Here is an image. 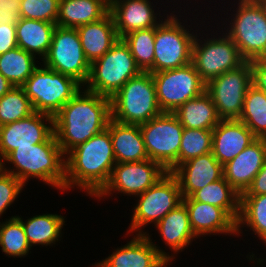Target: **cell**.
I'll list each match as a JSON object with an SVG mask.
<instances>
[{"label":"cell","instance_id":"1","mask_svg":"<svg viewBox=\"0 0 266 267\" xmlns=\"http://www.w3.org/2000/svg\"><path fill=\"white\" fill-rule=\"evenodd\" d=\"M110 120V98L86 89L79 91L53 117L54 135L67 154L106 129Z\"/></svg>","mask_w":266,"mask_h":267},{"label":"cell","instance_id":"2","mask_svg":"<svg viewBox=\"0 0 266 267\" xmlns=\"http://www.w3.org/2000/svg\"><path fill=\"white\" fill-rule=\"evenodd\" d=\"M66 155L69 156L65 162L64 189L75 184L95 197L108 183L116 164L109 129L95 134Z\"/></svg>","mask_w":266,"mask_h":267},{"label":"cell","instance_id":"3","mask_svg":"<svg viewBox=\"0 0 266 267\" xmlns=\"http://www.w3.org/2000/svg\"><path fill=\"white\" fill-rule=\"evenodd\" d=\"M60 148L54 133L43 143L18 147L1 162V169L14 175L24 185L28 178H38L60 190L65 186L66 156ZM64 157V159H63ZM12 163L15 170L6 169L3 164Z\"/></svg>","mask_w":266,"mask_h":267},{"label":"cell","instance_id":"4","mask_svg":"<svg viewBox=\"0 0 266 267\" xmlns=\"http://www.w3.org/2000/svg\"><path fill=\"white\" fill-rule=\"evenodd\" d=\"M110 102L111 119L122 124L140 125L163 113L151 72H141L128 80Z\"/></svg>","mask_w":266,"mask_h":267},{"label":"cell","instance_id":"5","mask_svg":"<svg viewBox=\"0 0 266 267\" xmlns=\"http://www.w3.org/2000/svg\"><path fill=\"white\" fill-rule=\"evenodd\" d=\"M129 47L119 38L101 58L90 64L87 90L111 98L128 80L141 73Z\"/></svg>","mask_w":266,"mask_h":267},{"label":"cell","instance_id":"6","mask_svg":"<svg viewBox=\"0 0 266 267\" xmlns=\"http://www.w3.org/2000/svg\"><path fill=\"white\" fill-rule=\"evenodd\" d=\"M75 78L58 73L44 65L36 68L21 86L30 99L34 112L55 116L81 89Z\"/></svg>","mask_w":266,"mask_h":267},{"label":"cell","instance_id":"7","mask_svg":"<svg viewBox=\"0 0 266 267\" xmlns=\"http://www.w3.org/2000/svg\"><path fill=\"white\" fill-rule=\"evenodd\" d=\"M139 126L149 159L172 173L179 166V149L184 130L177 116L163 112Z\"/></svg>","mask_w":266,"mask_h":267},{"label":"cell","instance_id":"8","mask_svg":"<svg viewBox=\"0 0 266 267\" xmlns=\"http://www.w3.org/2000/svg\"><path fill=\"white\" fill-rule=\"evenodd\" d=\"M226 33L245 61L266 58V15L257 1H240Z\"/></svg>","mask_w":266,"mask_h":267},{"label":"cell","instance_id":"9","mask_svg":"<svg viewBox=\"0 0 266 267\" xmlns=\"http://www.w3.org/2000/svg\"><path fill=\"white\" fill-rule=\"evenodd\" d=\"M169 17V18H168ZM156 26L153 73L171 70L192 62L195 36L189 33L175 15Z\"/></svg>","mask_w":266,"mask_h":267},{"label":"cell","instance_id":"10","mask_svg":"<svg viewBox=\"0 0 266 267\" xmlns=\"http://www.w3.org/2000/svg\"><path fill=\"white\" fill-rule=\"evenodd\" d=\"M151 74L162 112L174 113L188 100L206 91V83L201 79L192 62L179 68Z\"/></svg>","mask_w":266,"mask_h":267},{"label":"cell","instance_id":"11","mask_svg":"<svg viewBox=\"0 0 266 267\" xmlns=\"http://www.w3.org/2000/svg\"><path fill=\"white\" fill-rule=\"evenodd\" d=\"M250 61L233 70H228L206 84V92L211 96L217 113L222 120L239 119L244 98L252 86Z\"/></svg>","mask_w":266,"mask_h":267},{"label":"cell","instance_id":"12","mask_svg":"<svg viewBox=\"0 0 266 267\" xmlns=\"http://www.w3.org/2000/svg\"><path fill=\"white\" fill-rule=\"evenodd\" d=\"M43 62L46 67L86 85L90 63L84 54L76 28L56 26L49 52Z\"/></svg>","mask_w":266,"mask_h":267},{"label":"cell","instance_id":"13","mask_svg":"<svg viewBox=\"0 0 266 267\" xmlns=\"http://www.w3.org/2000/svg\"><path fill=\"white\" fill-rule=\"evenodd\" d=\"M137 206L131 218L129 231H139L148 223L156 225L167 213L182 203L180 185L177 178L167 172L153 186L139 194Z\"/></svg>","mask_w":266,"mask_h":267},{"label":"cell","instance_id":"14","mask_svg":"<svg viewBox=\"0 0 266 267\" xmlns=\"http://www.w3.org/2000/svg\"><path fill=\"white\" fill-rule=\"evenodd\" d=\"M197 39V34L192 47V63L201 79L207 84L212 79L228 70H233L242 65V58L233 40L226 34L222 38Z\"/></svg>","mask_w":266,"mask_h":267},{"label":"cell","instance_id":"15","mask_svg":"<svg viewBox=\"0 0 266 267\" xmlns=\"http://www.w3.org/2000/svg\"><path fill=\"white\" fill-rule=\"evenodd\" d=\"M166 173L167 171L158 162L151 159L116 163L108 183L95 197L110 195L112 191L138 196L153 186Z\"/></svg>","mask_w":266,"mask_h":267},{"label":"cell","instance_id":"16","mask_svg":"<svg viewBox=\"0 0 266 267\" xmlns=\"http://www.w3.org/2000/svg\"><path fill=\"white\" fill-rule=\"evenodd\" d=\"M45 120L50 126L44 123ZM53 133V116L39 112L0 126V162L16 148L43 143Z\"/></svg>","mask_w":266,"mask_h":267},{"label":"cell","instance_id":"17","mask_svg":"<svg viewBox=\"0 0 266 267\" xmlns=\"http://www.w3.org/2000/svg\"><path fill=\"white\" fill-rule=\"evenodd\" d=\"M127 245L113 252L111 256L95 264L97 267H165L173 259L166 252L159 250L149 234H139Z\"/></svg>","mask_w":266,"mask_h":267},{"label":"cell","instance_id":"18","mask_svg":"<svg viewBox=\"0 0 266 267\" xmlns=\"http://www.w3.org/2000/svg\"><path fill=\"white\" fill-rule=\"evenodd\" d=\"M266 160V144L257 138L235 158L223 165L224 178L240 194L251 185Z\"/></svg>","mask_w":266,"mask_h":267},{"label":"cell","instance_id":"19","mask_svg":"<svg viewBox=\"0 0 266 267\" xmlns=\"http://www.w3.org/2000/svg\"><path fill=\"white\" fill-rule=\"evenodd\" d=\"M172 174L177 178L183 198L224 177L223 165L212 152L180 164Z\"/></svg>","mask_w":266,"mask_h":267},{"label":"cell","instance_id":"20","mask_svg":"<svg viewBox=\"0 0 266 267\" xmlns=\"http://www.w3.org/2000/svg\"><path fill=\"white\" fill-rule=\"evenodd\" d=\"M257 137L238 119L221 120L213 129L212 154L222 165L235 158Z\"/></svg>","mask_w":266,"mask_h":267},{"label":"cell","instance_id":"21","mask_svg":"<svg viewBox=\"0 0 266 267\" xmlns=\"http://www.w3.org/2000/svg\"><path fill=\"white\" fill-rule=\"evenodd\" d=\"M117 36L122 38L130 32L156 27L160 23L149 0H115L109 7Z\"/></svg>","mask_w":266,"mask_h":267},{"label":"cell","instance_id":"22","mask_svg":"<svg viewBox=\"0 0 266 267\" xmlns=\"http://www.w3.org/2000/svg\"><path fill=\"white\" fill-rule=\"evenodd\" d=\"M195 236L211 233H235L236 222L220 207L183 198Z\"/></svg>","mask_w":266,"mask_h":267},{"label":"cell","instance_id":"23","mask_svg":"<svg viewBox=\"0 0 266 267\" xmlns=\"http://www.w3.org/2000/svg\"><path fill=\"white\" fill-rule=\"evenodd\" d=\"M116 163L149 159L139 125L122 124L111 119L108 123Z\"/></svg>","mask_w":266,"mask_h":267},{"label":"cell","instance_id":"24","mask_svg":"<svg viewBox=\"0 0 266 267\" xmlns=\"http://www.w3.org/2000/svg\"><path fill=\"white\" fill-rule=\"evenodd\" d=\"M84 54L91 64L108 52L119 39L110 13L101 20L76 28Z\"/></svg>","mask_w":266,"mask_h":267},{"label":"cell","instance_id":"25","mask_svg":"<svg viewBox=\"0 0 266 267\" xmlns=\"http://www.w3.org/2000/svg\"><path fill=\"white\" fill-rule=\"evenodd\" d=\"M109 7L101 0H59L57 26L78 28L101 20Z\"/></svg>","mask_w":266,"mask_h":267},{"label":"cell","instance_id":"26","mask_svg":"<svg viewBox=\"0 0 266 267\" xmlns=\"http://www.w3.org/2000/svg\"><path fill=\"white\" fill-rule=\"evenodd\" d=\"M56 24L20 18L16 23L17 47L44 59L49 52Z\"/></svg>","mask_w":266,"mask_h":267},{"label":"cell","instance_id":"27","mask_svg":"<svg viewBox=\"0 0 266 267\" xmlns=\"http://www.w3.org/2000/svg\"><path fill=\"white\" fill-rule=\"evenodd\" d=\"M174 114L184 128L191 129L213 130L222 120L206 91L181 105Z\"/></svg>","mask_w":266,"mask_h":267},{"label":"cell","instance_id":"28","mask_svg":"<svg viewBox=\"0 0 266 267\" xmlns=\"http://www.w3.org/2000/svg\"><path fill=\"white\" fill-rule=\"evenodd\" d=\"M165 244L176 253L189 245L195 236L188 217L186 205L182 202L167 213L156 225Z\"/></svg>","mask_w":266,"mask_h":267},{"label":"cell","instance_id":"29","mask_svg":"<svg viewBox=\"0 0 266 267\" xmlns=\"http://www.w3.org/2000/svg\"><path fill=\"white\" fill-rule=\"evenodd\" d=\"M194 201L222 208L235 222L240 213V193L223 177L195 191L190 196Z\"/></svg>","mask_w":266,"mask_h":267},{"label":"cell","instance_id":"30","mask_svg":"<svg viewBox=\"0 0 266 267\" xmlns=\"http://www.w3.org/2000/svg\"><path fill=\"white\" fill-rule=\"evenodd\" d=\"M23 225L28 243L32 247L33 244L49 245L58 241L64 225V218L57 214L36 215L27 220L22 221L19 216H16Z\"/></svg>","mask_w":266,"mask_h":267},{"label":"cell","instance_id":"31","mask_svg":"<svg viewBox=\"0 0 266 267\" xmlns=\"http://www.w3.org/2000/svg\"><path fill=\"white\" fill-rule=\"evenodd\" d=\"M36 57L16 47L0 55V73L14 86L21 87L36 70Z\"/></svg>","mask_w":266,"mask_h":267},{"label":"cell","instance_id":"32","mask_svg":"<svg viewBox=\"0 0 266 267\" xmlns=\"http://www.w3.org/2000/svg\"><path fill=\"white\" fill-rule=\"evenodd\" d=\"M242 223L266 244V194L240 195V213L236 221V234Z\"/></svg>","mask_w":266,"mask_h":267},{"label":"cell","instance_id":"33","mask_svg":"<svg viewBox=\"0 0 266 267\" xmlns=\"http://www.w3.org/2000/svg\"><path fill=\"white\" fill-rule=\"evenodd\" d=\"M243 122L257 138L266 134V93L252 85L246 92L242 114Z\"/></svg>","mask_w":266,"mask_h":267},{"label":"cell","instance_id":"34","mask_svg":"<svg viewBox=\"0 0 266 267\" xmlns=\"http://www.w3.org/2000/svg\"><path fill=\"white\" fill-rule=\"evenodd\" d=\"M155 30L156 27L136 30L122 37L142 72L153 73Z\"/></svg>","mask_w":266,"mask_h":267},{"label":"cell","instance_id":"35","mask_svg":"<svg viewBox=\"0 0 266 267\" xmlns=\"http://www.w3.org/2000/svg\"><path fill=\"white\" fill-rule=\"evenodd\" d=\"M34 113L22 87L14 86L0 98V126L16 122Z\"/></svg>","mask_w":266,"mask_h":267},{"label":"cell","instance_id":"36","mask_svg":"<svg viewBox=\"0 0 266 267\" xmlns=\"http://www.w3.org/2000/svg\"><path fill=\"white\" fill-rule=\"evenodd\" d=\"M0 246L8 256L22 257L29 253L31 248L28 243L22 222L16 217L0 222Z\"/></svg>","mask_w":266,"mask_h":267},{"label":"cell","instance_id":"37","mask_svg":"<svg viewBox=\"0 0 266 267\" xmlns=\"http://www.w3.org/2000/svg\"><path fill=\"white\" fill-rule=\"evenodd\" d=\"M213 130L184 128L179 149V165L212 152Z\"/></svg>","mask_w":266,"mask_h":267},{"label":"cell","instance_id":"38","mask_svg":"<svg viewBox=\"0 0 266 267\" xmlns=\"http://www.w3.org/2000/svg\"><path fill=\"white\" fill-rule=\"evenodd\" d=\"M21 18L41 20L56 24L59 0H20Z\"/></svg>","mask_w":266,"mask_h":267},{"label":"cell","instance_id":"39","mask_svg":"<svg viewBox=\"0 0 266 267\" xmlns=\"http://www.w3.org/2000/svg\"><path fill=\"white\" fill-rule=\"evenodd\" d=\"M24 184L0 168V216L18 197Z\"/></svg>","mask_w":266,"mask_h":267},{"label":"cell","instance_id":"40","mask_svg":"<svg viewBox=\"0 0 266 267\" xmlns=\"http://www.w3.org/2000/svg\"><path fill=\"white\" fill-rule=\"evenodd\" d=\"M20 0H0V21L16 24L20 18Z\"/></svg>","mask_w":266,"mask_h":267},{"label":"cell","instance_id":"41","mask_svg":"<svg viewBox=\"0 0 266 267\" xmlns=\"http://www.w3.org/2000/svg\"><path fill=\"white\" fill-rule=\"evenodd\" d=\"M16 47V24L0 22V55Z\"/></svg>","mask_w":266,"mask_h":267},{"label":"cell","instance_id":"42","mask_svg":"<svg viewBox=\"0 0 266 267\" xmlns=\"http://www.w3.org/2000/svg\"><path fill=\"white\" fill-rule=\"evenodd\" d=\"M252 68V84L266 93V58L250 61Z\"/></svg>","mask_w":266,"mask_h":267},{"label":"cell","instance_id":"43","mask_svg":"<svg viewBox=\"0 0 266 267\" xmlns=\"http://www.w3.org/2000/svg\"><path fill=\"white\" fill-rule=\"evenodd\" d=\"M266 194V160L259 173L253 179L251 185L240 195Z\"/></svg>","mask_w":266,"mask_h":267},{"label":"cell","instance_id":"44","mask_svg":"<svg viewBox=\"0 0 266 267\" xmlns=\"http://www.w3.org/2000/svg\"><path fill=\"white\" fill-rule=\"evenodd\" d=\"M14 85L10 83L1 73H0V98L9 92Z\"/></svg>","mask_w":266,"mask_h":267},{"label":"cell","instance_id":"45","mask_svg":"<svg viewBox=\"0 0 266 267\" xmlns=\"http://www.w3.org/2000/svg\"><path fill=\"white\" fill-rule=\"evenodd\" d=\"M257 3L261 6L264 11V14L266 15V0H257Z\"/></svg>","mask_w":266,"mask_h":267},{"label":"cell","instance_id":"46","mask_svg":"<svg viewBox=\"0 0 266 267\" xmlns=\"http://www.w3.org/2000/svg\"><path fill=\"white\" fill-rule=\"evenodd\" d=\"M102 2H104L108 7L111 6V4L115 1V0H101Z\"/></svg>","mask_w":266,"mask_h":267},{"label":"cell","instance_id":"47","mask_svg":"<svg viewBox=\"0 0 266 267\" xmlns=\"http://www.w3.org/2000/svg\"><path fill=\"white\" fill-rule=\"evenodd\" d=\"M263 141H264V143L266 144V134L261 138Z\"/></svg>","mask_w":266,"mask_h":267},{"label":"cell","instance_id":"48","mask_svg":"<svg viewBox=\"0 0 266 267\" xmlns=\"http://www.w3.org/2000/svg\"><path fill=\"white\" fill-rule=\"evenodd\" d=\"M240 1H257V0H240Z\"/></svg>","mask_w":266,"mask_h":267}]
</instances>
